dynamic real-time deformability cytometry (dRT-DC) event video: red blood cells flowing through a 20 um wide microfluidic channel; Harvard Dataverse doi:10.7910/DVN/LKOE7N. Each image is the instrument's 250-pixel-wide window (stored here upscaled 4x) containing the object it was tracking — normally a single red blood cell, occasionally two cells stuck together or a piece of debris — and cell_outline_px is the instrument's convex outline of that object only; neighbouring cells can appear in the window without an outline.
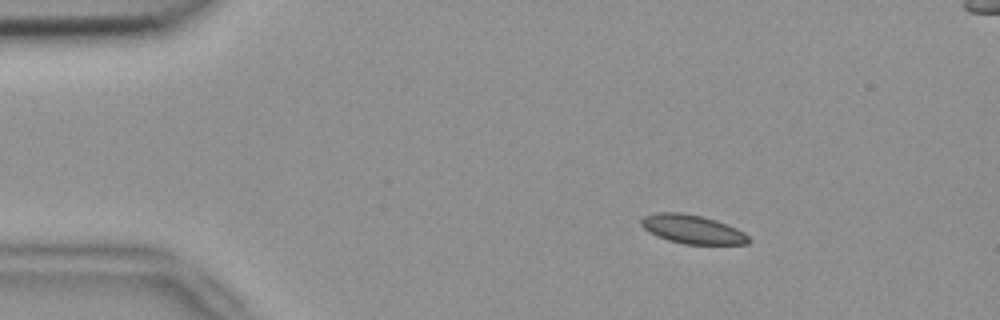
{"species": "common noctule bat (a hibernating species)", "species_latin": "Nyctalus noctula", "temperature_condition": "room temperature", "stored_images_in_passage": 47, "segment_of_instrument_passage": [1, 2], "camera_frame_rate_fps": 3000, "um_per_image_px": 0.085, "animal": {"sex": "female", "body_mass_g": 18.4}, "frame": {"image": 1, "passage_image": 1, "time_ms": 0.0, "image_size_px": [1000, 320], "cell_outline_px": [[752, 240], [748, 244], [684, 244], [668, 240], [656, 236], [648, 232], [640, 224], [640, 220], [644, 216], [656, 212], [680, 212], [700, 216], [716, 220], [736, 228], [744, 232]], "centroid_in_image_um": [58.84, 19.49], "position_along_channel_um": 26.2, "area_um2": 18.09}}
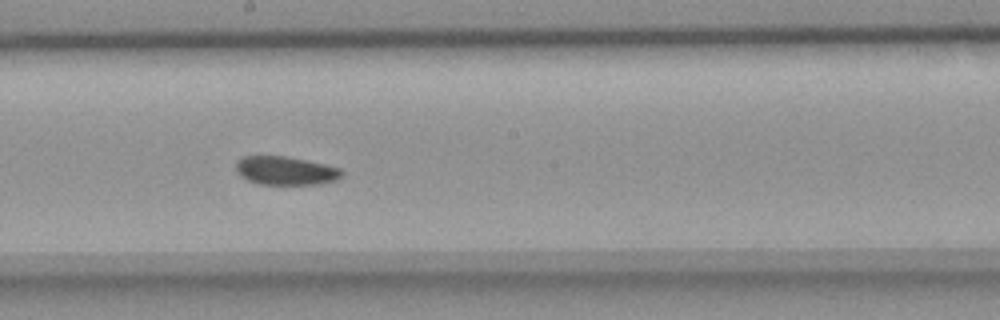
{"frame": {"image": 2, "passage_image": 22, "time_ms": 7.0, "image_size_px": [1000, 320], "cell_outline_px": [[344, 172], [336, 180], [320, 184], [256, 184], [240, 176], [236, 172], [236, 160], [244, 156], [284, 156], [324, 164], [340, 168]], "centroid_in_image_um": [24.24, 14.51], "position_along_channel_um": 224.0, "area_um2": 17.57}}
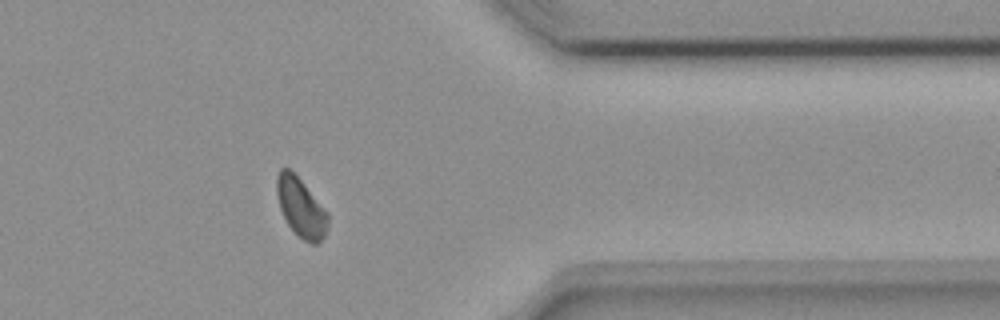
{"frame": {"image": 3, "passage_image": 36, "time_ms": 11.667, "image_size_px": [1000, 320], "cell_outline_px": [[328, 224], [324, 236], [316, 244], [312, 244], [304, 240], [288, 224], [280, 208], [276, 192], [276, 176], [280, 168], [288, 168], [300, 180], [328, 212]], "centroid_in_image_um": [25.57, 17.62], "position_along_channel_um": 385.8, "area_um2": 17.22}}